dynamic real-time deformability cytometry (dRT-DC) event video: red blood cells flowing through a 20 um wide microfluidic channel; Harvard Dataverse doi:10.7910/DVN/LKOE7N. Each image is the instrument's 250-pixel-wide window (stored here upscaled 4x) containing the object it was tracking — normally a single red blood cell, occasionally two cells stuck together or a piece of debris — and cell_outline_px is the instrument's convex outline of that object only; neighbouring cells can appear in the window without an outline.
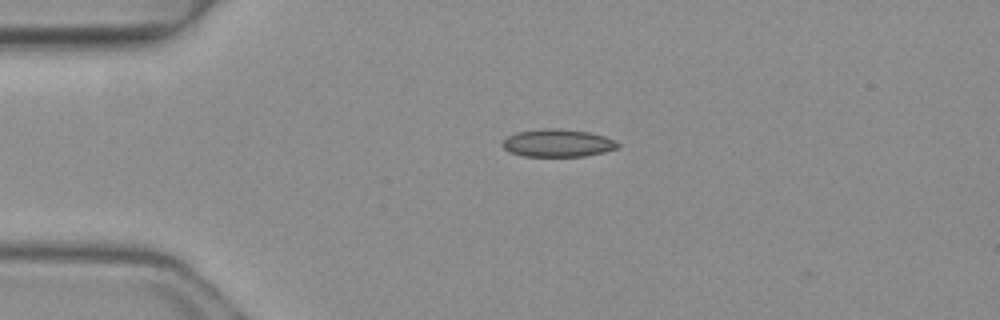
{"species": "common noctule bat (a hibernating species)", "species_latin": "Nyctalus noctula", "temperature_condition": "warm", "stored_images_in_passage": 3, "camera_frame_rate_fps": 3000, "um_per_image_px": 0.085, "animal": {"sex": "female", "body_mass_g": 19.3, "forearm_length_mm": 54.1}, "frame": {"image": 1, "passage_image": 1, "time_ms": 0.0, "image_size_px": [1000, 320], "cell_outline_px": [[620, 144], [616, 148], [604, 152], [584, 156], [524, 156], [508, 152], [500, 144], [508, 136], [516, 132], [544, 128], [556, 128], [588, 132], [604, 136], [616, 140]], "centroid_in_image_um": [47.38, 12.16], "position_along_channel_um": 37.6, "area_um2": 18.61}}
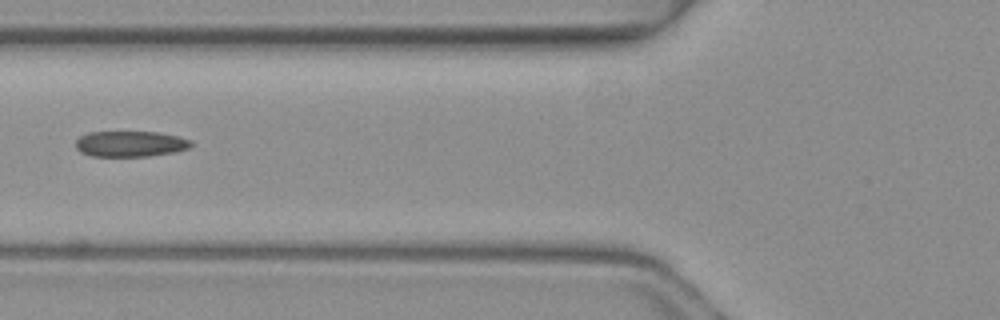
{"frame": {"image": 2, "passage_image": 3, "time_ms": 0.667, "image_size_px": [1000, 320], "cell_outline_px": [[192, 144], [188, 148], [176, 152], [148, 156], [92, 156], [80, 152], [76, 148], [76, 140], [80, 136], [88, 132], [160, 132], [192, 140]], "centroid_in_image_um": [11.07, 12.23], "position_along_channel_um": 114.7, "area_um2": 17.34}}